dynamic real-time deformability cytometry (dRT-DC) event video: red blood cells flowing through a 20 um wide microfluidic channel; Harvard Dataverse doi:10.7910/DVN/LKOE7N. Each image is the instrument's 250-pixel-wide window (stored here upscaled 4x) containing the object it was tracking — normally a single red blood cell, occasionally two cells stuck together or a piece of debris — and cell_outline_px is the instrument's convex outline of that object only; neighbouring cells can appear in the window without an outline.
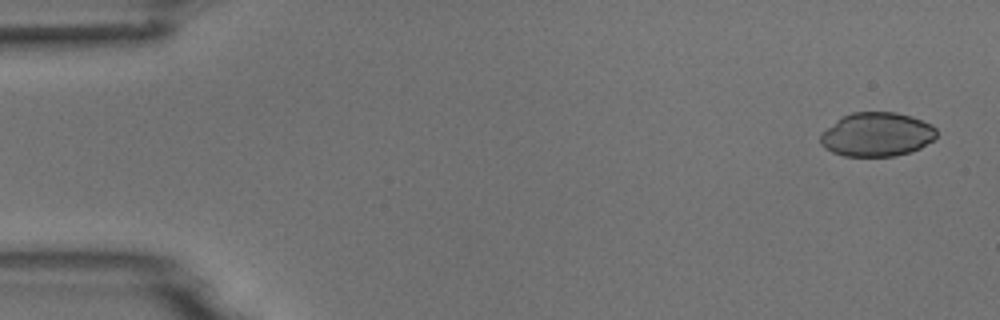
{"species": "common noctule bat (a hibernating species)", "species_latin": "Nyctalus noctula", "temperature_condition": "room temperature", "stored_images_in_passage": 4, "camera_frame_rate_fps": 3000, "um_per_image_px": 0.085, "animal": {"sex": "male", "body_mass_g": 18.8}, "frame": {"image": 1, "passage_image": 1, "time_ms": 0.0, "image_size_px": [1000, 320], "cell_outline_px": [[936, 136], [932, 140], [920, 148], [912, 152], [892, 156], [844, 156], [832, 152], [824, 148], [820, 144], [820, 136], [836, 120], [852, 112], [896, 112], [912, 116], [932, 124], [936, 128]], "centroid_in_image_um": [74.54, 11.43], "position_along_channel_um": 10.5, "area_um2": 29.77}}